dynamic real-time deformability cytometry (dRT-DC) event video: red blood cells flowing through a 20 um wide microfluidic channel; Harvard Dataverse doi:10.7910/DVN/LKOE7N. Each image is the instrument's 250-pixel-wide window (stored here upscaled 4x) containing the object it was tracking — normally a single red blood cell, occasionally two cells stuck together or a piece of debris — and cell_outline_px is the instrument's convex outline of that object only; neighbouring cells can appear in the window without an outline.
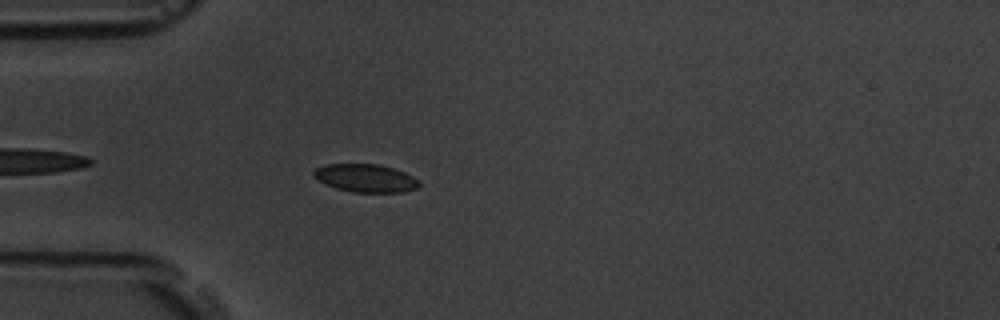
{"species": "common noctule bat (a hibernating species)", "species_latin": "Nyctalus noctula", "temperature_condition": "room temperature", "stored_images_in_passage": 12, "camera_frame_rate_fps": 3000, "um_per_image_px": 0.085, "animal": {"sex": "male", "body_mass_g": 19.5, "forearm_length_mm": 54.6}, "frame": {"image": 1, "passage_image": 4, "time_ms": 1.0, "image_size_px": [1000, 320], "cell_outline_px": [[420, 184], [416, 188], [404, 192], [352, 192], [336, 188], [312, 176], [312, 172], [316, 168], [324, 164], [376, 164], [392, 168], [404, 172], [420, 180]], "centroid_in_image_um": [31.08, 15.14], "position_along_channel_um": 53.9, "area_um2": 17.11}}
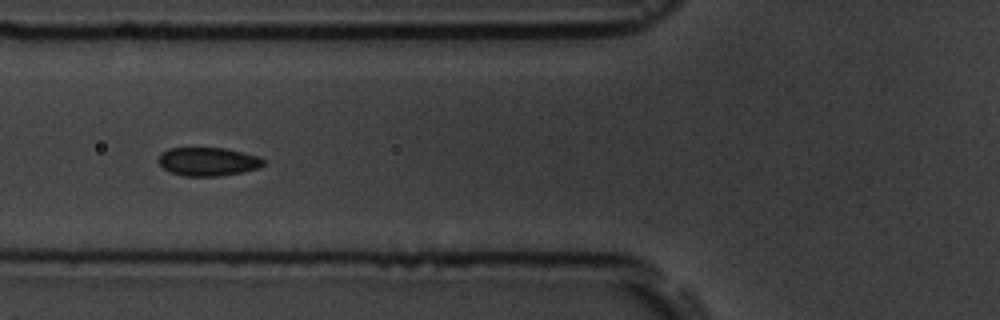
{"frame": {"image": 2, "passage_image": 9, "time_ms": 2.667, "image_size_px": [1000, 320], "cell_outline_px": [[264, 164], [256, 168], [240, 172], [220, 176], [184, 176], [168, 172], [156, 160], [160, 152], [168, 148], [224, 148], [260, 156], [264, 160]], "centroid_in_image_um": [17.61, 13.73], "position_along_channel_um": 108.2, "area_um2": 17.51}}